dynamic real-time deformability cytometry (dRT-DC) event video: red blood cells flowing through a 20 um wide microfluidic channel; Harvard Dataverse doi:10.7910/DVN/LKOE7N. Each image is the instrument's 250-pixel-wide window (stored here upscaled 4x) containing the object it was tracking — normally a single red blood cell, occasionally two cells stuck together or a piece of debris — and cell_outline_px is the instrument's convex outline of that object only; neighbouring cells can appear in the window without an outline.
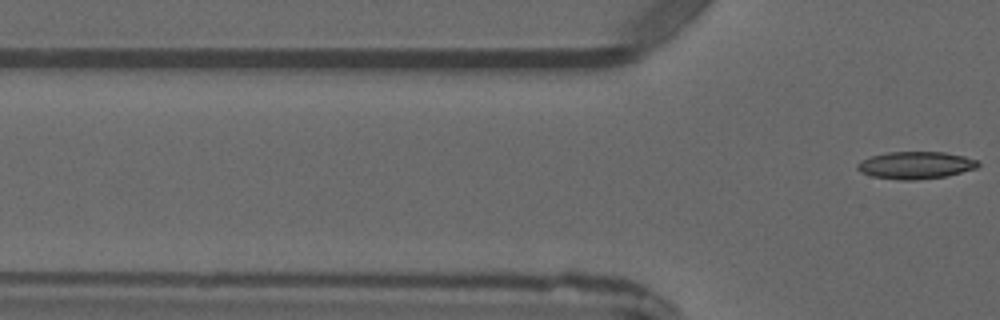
{"species": "common noctule bat (a hibernating species)", "species_latin": "Nyctalus noctula", "temperature_condition": "warm", "stored_images_in_passage": 5, "camera_frame_rate_fps": 3000, "um_per_image_px": 0.085, "animal": {"sex": "male", "forearm_length_mm": 52.5}, "frame": {"image": 1, "passage_image": 5, "time_ms": 4.667, "image_size_px": [1000, 320], "cell_outline_px": [[980, 164], [976, 168], [948, 176], [916, 180], [900, 180], [872, 176], [860, 172], [856, 168], [856, 164], [860, 160], [872, 156], [888, 152], [944, 152], [964, 156], [980, 160]], "centroid_in_image_um": [77.84, 14.04], "position_along_channel_um": 48.0, "area_um2": 19.36}}